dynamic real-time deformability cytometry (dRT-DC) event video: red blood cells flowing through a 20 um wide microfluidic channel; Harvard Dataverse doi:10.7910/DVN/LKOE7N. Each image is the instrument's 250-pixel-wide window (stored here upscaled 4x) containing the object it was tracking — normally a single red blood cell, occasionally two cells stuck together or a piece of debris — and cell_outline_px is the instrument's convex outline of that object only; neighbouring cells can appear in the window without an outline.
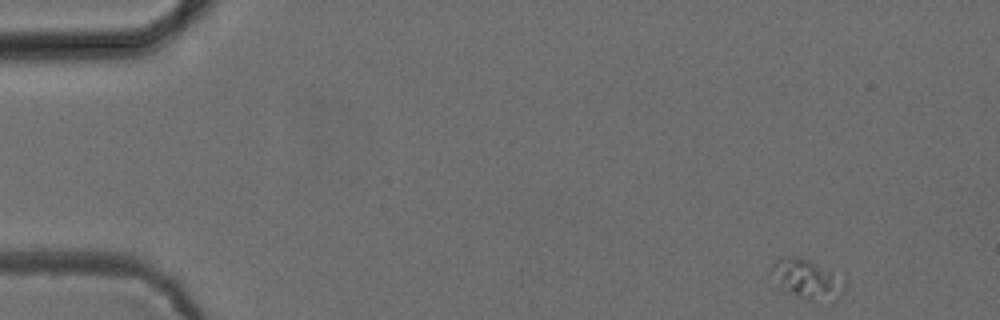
{"species": "common noctule bat (a hibernating species)", "species_latin": "Nyctalus noctula", "temperature_condition": "cold", "stored_images_in_passage": 13, "camera_frame_rate_fps": 3000, "um_per_image_px": 0.085, "animal": {"sex": "female", "body_mass_g": 24.6, "forearm_length_mm": 56.2}, "frame": {"image": 1, "passage_image": 1, "time_ms": 0.0, "image_size_px": [1000, 320], "cell_outline_px": [[844, 288], [840, 296], [832, 304], [808, 300], [792, 292], [780, 284], [768, 272], [772, 264], [788, 256], [796, 256], [844, 272]], "centroid_in_image_um": [68.76, 23.72], "position_along_channel_um": 16.2, "area_um2": 17.28}}